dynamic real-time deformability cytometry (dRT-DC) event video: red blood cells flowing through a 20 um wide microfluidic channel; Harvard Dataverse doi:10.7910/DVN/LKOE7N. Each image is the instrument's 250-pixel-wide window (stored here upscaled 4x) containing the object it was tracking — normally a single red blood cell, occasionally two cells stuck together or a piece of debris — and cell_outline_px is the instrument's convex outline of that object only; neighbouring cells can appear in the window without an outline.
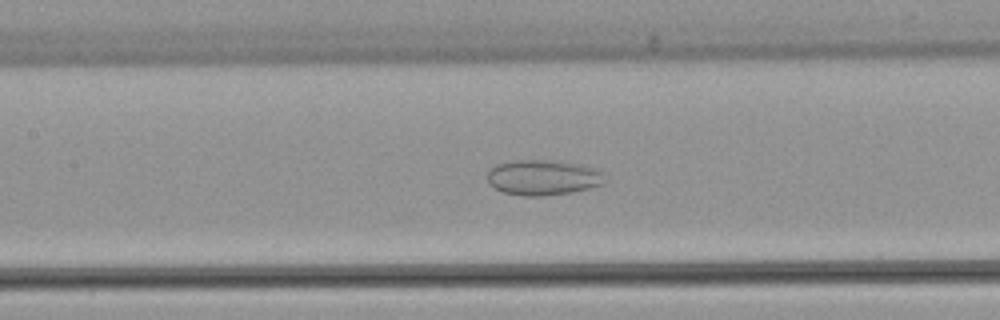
{"species": "common noctule bat (a hibernating species)", "species_latin": "Nyctalus noctula", "temperature_condition": "warm", "stored_images_in_passage": 53, "camera_frame_rate_fps": 3000, "um_per_image_px": 0.085, "animal": {"sex": "female", "body_mass_g": 22.7, "forearm_length_mm": 54.2}, "frame": {"image": 1, "passage_image": 24, "time_ms": 7.667, "image_size_px": [1000, 320], "cell_outline_px": [[604, 184], [572, 192], [540, 196], [524, 196], [504, 192], [488, 184], [488, 172], [496, 164], [520, 160], [548, 160], [580, 164], [596, 168], [600, 172]], "centroid_in_image_um": [46.14, 15.09], "position_along_channel_um": 161.3, "area_um2": 23.87}}
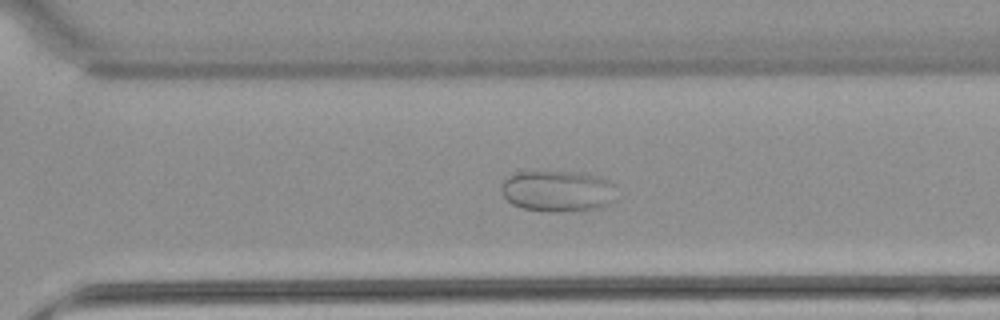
{"frame": {"image": 2, "passage_image": 37, "time_ms": 12.0, "image_size_px": [1000, 320], "cell_outline_px": [[612, 200], [608, 204], [600, 208], [556, 212], [552, 212], [524, 208], [512, 204], [504, 196], [500, 188], [500, 184], [508, 176], [516, 172], [572, 172], [596, 176], [608, 180], [612, 184]], "centroid_in_image_um": [47.33, 16.24], "position_along_channel_um": 323.3, "area_um2": 27.17}}
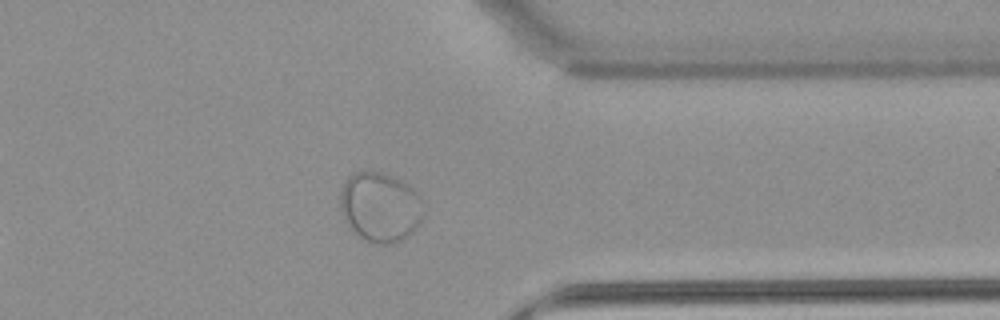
{"frame": {"image": 3, "passage_image": 42, "time_ms": 13.667, "image_size_px": [1000, 320], "cell_outline_px": [[420, 224], [408, 236], [392, 244], [376, 244], [364, 240], [344, 220], [340, 208], [340, 192], [348, 176], [352, 172], [368, 168], [392, 176], [408, 184], [420, 192]], "centroid_in_image_um": [32.28, 17.56], "position_along_channel_um": 379.1, "area_um2": 34.04}}